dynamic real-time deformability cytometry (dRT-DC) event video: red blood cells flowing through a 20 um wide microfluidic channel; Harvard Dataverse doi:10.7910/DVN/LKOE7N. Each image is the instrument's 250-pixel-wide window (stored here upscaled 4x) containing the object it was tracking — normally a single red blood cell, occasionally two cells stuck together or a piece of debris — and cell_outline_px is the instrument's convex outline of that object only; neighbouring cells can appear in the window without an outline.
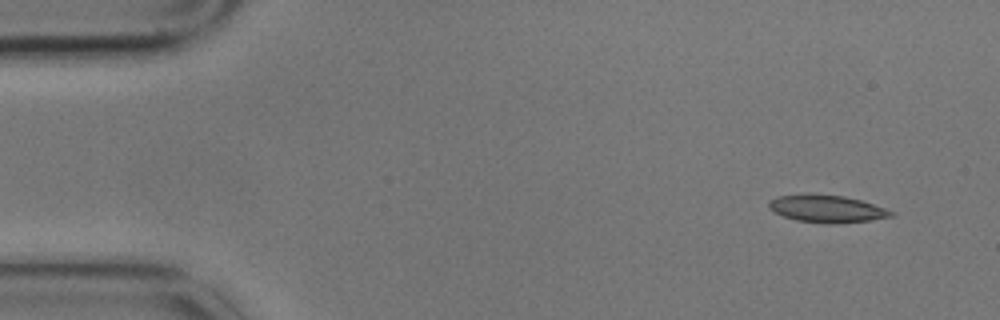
{"species": "common noctule bat (a hibernating species)", "species_latin": "Nyctalus noctula", "temperature_condition": "cold", "stored_images_in_passage": 5, "camera_frame_rate_fps": 3000, "um_per_image_px": 0.085, "animal": {"sex": "male", "body_mass_g": 17.9}, "frame": {"image": 1, "passage_image": 1, "time_ms": 0.0, "image_size_px": [1000, 320], "cell_outline_px": [[896, 216], [868, 220], [836, 224], [824, 224], [796, 220], [784, 216], [768, 208], [768, 200], [776, 196], [844, 196], [860, 200], [896, 212]], "centroid_in_image_um": [70.32, 17.79], "position_along_channel_um": 14.7, "area_um2": 18.96}}
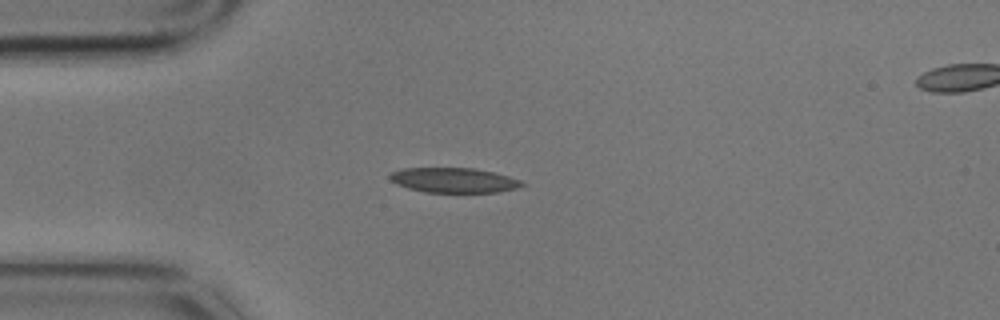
{"frame": {"image": 2, "passage_image": 4, "time_ms": 1.0, "image_size_px": [1000, 320], "cell_outline_px": [[524, 184], [516, 188], [496, 192], [424, 192], [408, 188], [396, 184], [388, 176], [392, 172], [404, 168], [472, 168], [492, 172], [508, 176], [520, 180]], "centroid_in_image_um": [38.54, 15.32], "position_along_channel_um": 46.5, "area_um2": 18.9}}